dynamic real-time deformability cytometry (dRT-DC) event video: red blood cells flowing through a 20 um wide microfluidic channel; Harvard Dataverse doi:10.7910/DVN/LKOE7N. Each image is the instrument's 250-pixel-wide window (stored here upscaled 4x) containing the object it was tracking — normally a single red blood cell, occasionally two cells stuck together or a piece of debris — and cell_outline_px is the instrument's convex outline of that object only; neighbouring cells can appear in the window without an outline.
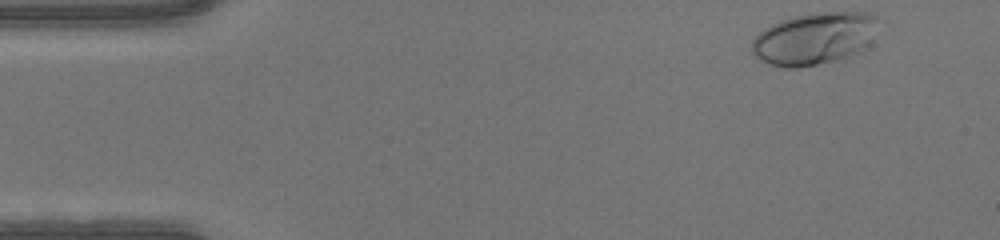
{"species": "human", "species_latin": "Homo sapiens", "temperature_condition": "warm", "stored_images_in_passage": 45, "camera_frame_rate_fps": 3000, "um_per_image_px": 0.085, "donor": {"sex": "male"}, "frame": {"image": 1, "passage_image": 1, "time_ms": 0.0, "image_size_px": [1000, 240], "cell_outline_px": [[876, 20], [868, 40], [856, 52], [848, 56], [800, 68], [784, 68], [760, 60], [752, 52], [752, 40], [764, 28], [780, 20], [792, 16], [812, 12], [868, 12], [876, 16]], "centroid_in_image_um": [69.11, 3.25], "position_along_channel_um": 15.9, "area_um2": 37.57}}
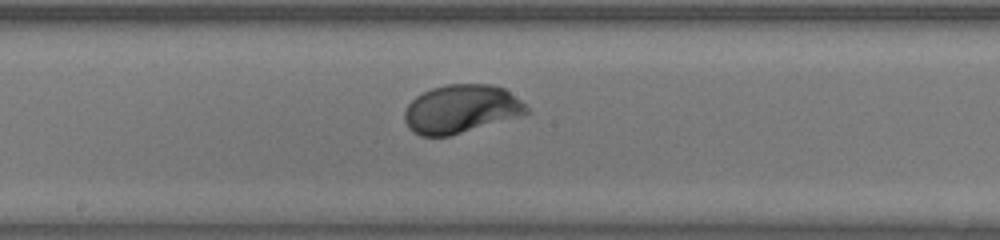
{"frame": {"image": 2, "passage_image": 22, "time_ms": 7.0, "image_size_px": [1000, 240], "cell_outline_px": [[532, 112], [448, 136], [420, 136], [412, 132], [408, 128], [404, 120], [404, 112], [408, 104], [416, 96], [432, 88], [448, 84], [492, 84], [504, 88], [520, 100]], "centroid_in_image_um": [39.16, 9.26], "position_along_channel_um": 209.0, "area_um2": 34.16}}
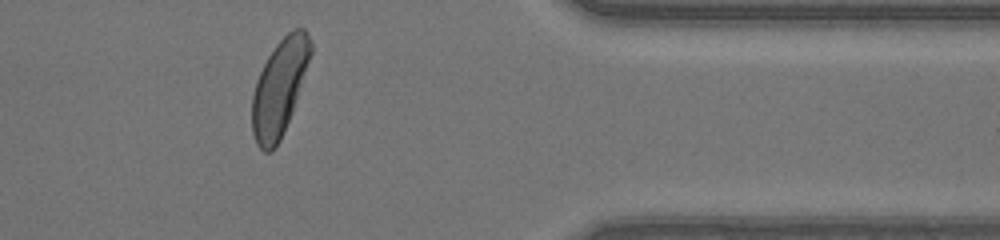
{"frame": {"image": 3, "passage_image": 36, "time_ms": 11.667, "image_size_px": [1000, 240], "cell_outline_px": [[312, 52], [292, 112], [280, 140], [272, 152], [264, 152], [256, 144], [252, 132], [252, 96], [256, 80], [268, 56], [276, 44], [292, 28], [304, 28], [312, 40]], "centroid_in_image_um": [23.75, 7.44], "position_along_channel_um": 387.7, "area_um2": 32.66}}